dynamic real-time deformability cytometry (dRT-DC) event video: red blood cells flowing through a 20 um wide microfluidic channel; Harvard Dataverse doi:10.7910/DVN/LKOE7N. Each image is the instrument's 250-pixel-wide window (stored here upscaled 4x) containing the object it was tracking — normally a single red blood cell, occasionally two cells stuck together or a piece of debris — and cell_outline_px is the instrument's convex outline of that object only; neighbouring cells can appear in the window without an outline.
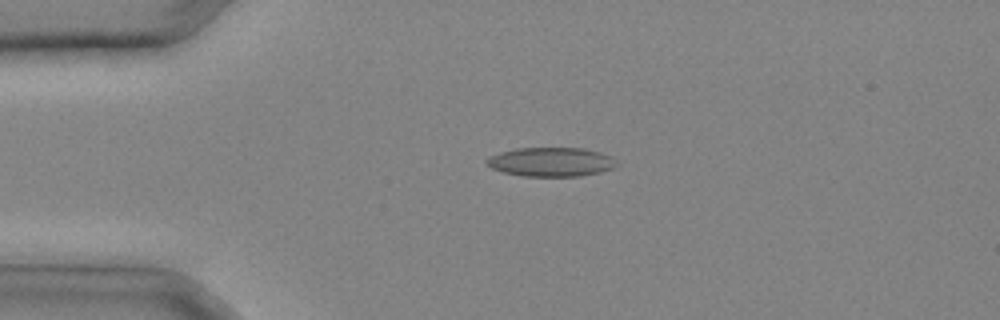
{"species": "common noctule bat (a hibernating species)", "species_latin": "Nyctalus noctula", "temperature_condition": "cold", "stored_images_in_passage": 31, "camera_frame_rate_fps": 3000, "um_per_image_px": 0.085, "animal": {"sex": "male", "body_mass_g": 20.4}, "frame": {"image": 1, "passage_image": 7, "time_ms": 2.0, "image_size_px": [1000, 320], "cell_outline_px": [[620, 164], [612, 168], [600, 172], [580, 176], [524, 176], [504, 172], [492, 168], [484, 160], [488, 156], [500, 152], [516, 148], [584, 148], [600, 152], [612, 156]], "centroid_in_image_um": [46.86, 13.75], "position_along_channel_um": 38.1, "area_um2": 22.14}}
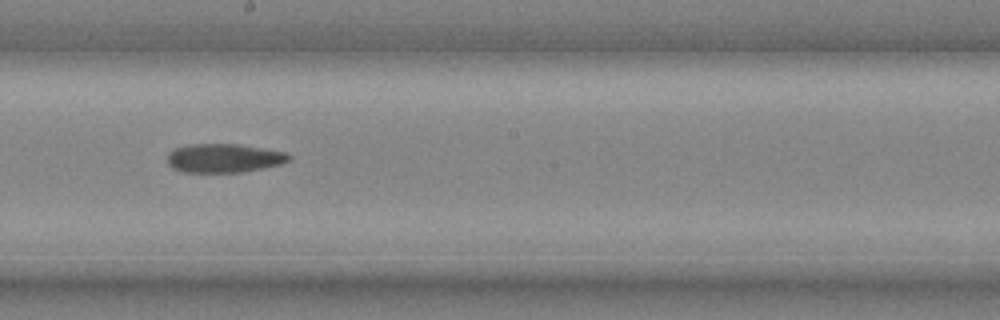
{"frame": {"image": 2, "passage_image": 18, "time_ms": 5.667, "image_size_px": [1000, 320], "cell_outline_px": [[292, 160], [280, 164], [264, 168], [240, 172], [184, 172], [172, 168], [168, 164], [168, 152], [172, 148], [188, 144], [236, 144], [264, 148], [284, 152], [292, 156]], "centroid_in_image_um": [19.02, 13.43], "position_along_channel_um": 229.2, "area_um2": 20.58}}
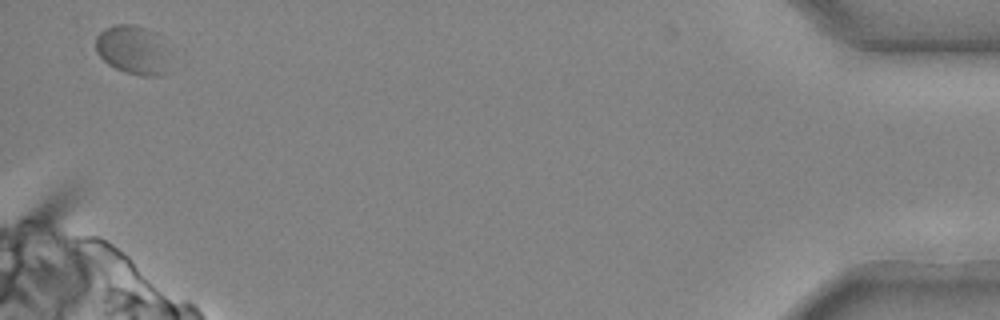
{"frame": {"image": 3, "passage_image": 31, "time_ms": 10.0, "image_size_px": [1000, 320], "cell_outline_px": [[164, 72], [160, 76], [140, 76], [124, 72], [108, 64], [96, 52], [96, 36], [100, 32], [116, 24], [136, 24], [148, 28], [164, 36]], "centroid_in_image_um": [11.25, 4.2], "position_along_channel_um": 423.9, "area_um2": 20.92}}